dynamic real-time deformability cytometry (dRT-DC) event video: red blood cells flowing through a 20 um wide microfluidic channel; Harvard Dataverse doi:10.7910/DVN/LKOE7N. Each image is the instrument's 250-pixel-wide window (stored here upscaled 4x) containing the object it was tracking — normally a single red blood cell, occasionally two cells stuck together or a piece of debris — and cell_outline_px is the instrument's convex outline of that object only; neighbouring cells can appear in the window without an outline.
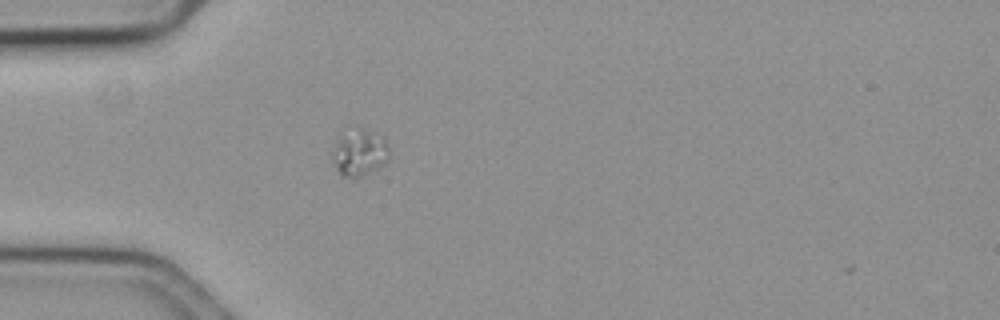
{"species": "common noctule bat (a hibernating species)", "species_latin": "Nyctalus noctula", "temperature_condition": "cold", "stored_images_in_passage": 2, "camera_frame_rate_fps": 3000, "um_per_image_px": 0.085, "animal": {"sex": "female", "body_mass_g": 19.3, "forearm_length_mm": 54.1}, "frame": {"image": 1, "passage_image": 1, "time_ms": 0.0, "image_size_px": [1000, 320], "cell_outline_px": [[388, 152], [384, 164], [364, 176], [356, 180], [344, 176], [336, 168], [332, 160], [336, 144], [340, 132], [348, 124], [356, 124], [376, 132], [388, 144]], "centroid_in_image_um": [30.52, 12.89], "position_along_channel_um": 54.5, "area_um2": 16.13}}